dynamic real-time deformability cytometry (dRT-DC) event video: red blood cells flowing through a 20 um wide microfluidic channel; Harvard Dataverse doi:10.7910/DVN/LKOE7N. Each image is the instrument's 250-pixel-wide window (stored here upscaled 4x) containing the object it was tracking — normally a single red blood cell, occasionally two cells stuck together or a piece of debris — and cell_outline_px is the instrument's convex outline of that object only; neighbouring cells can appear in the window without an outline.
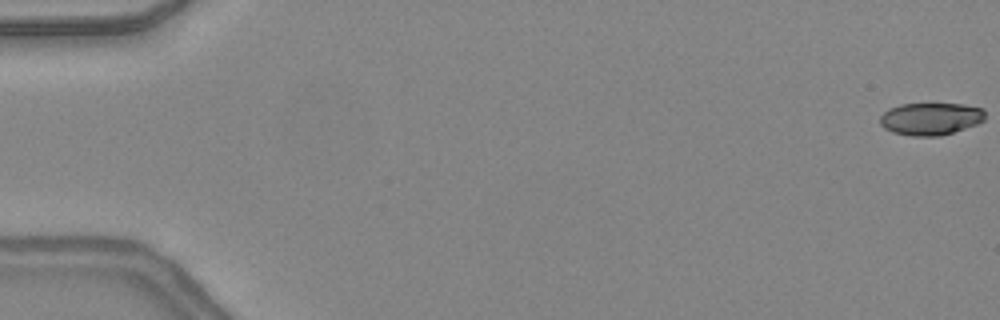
{"species": "common noctule bat (a hibernating species)", "species_latin": "Nyctalus noctula", "temperature_condition": "warm", "stored_images_in_passage": 15, "camera_frame_rate_fps": 3000, "um_per_image_px": 0.085, "animal": {"sex": "female", "body_mass_g": 24.6, "forearm_length_mm": 56.2}, "frame": {"image": 1, "passage_image": 1, "time_ms": 0.0, "image_size_px": [1000, 320], "cell_outline_px": [[984, 120], [976, 124], [940, 136], [912, 136], [892, 132], [884, 128], [880, 124], [880, 116], [888, 108], [900, 104], [964, 104], [984, 108]], "centroid_in_image_um": [79.08, 10.09], "position_along_channel_um": 5.9, "area_um2": 19.83}}
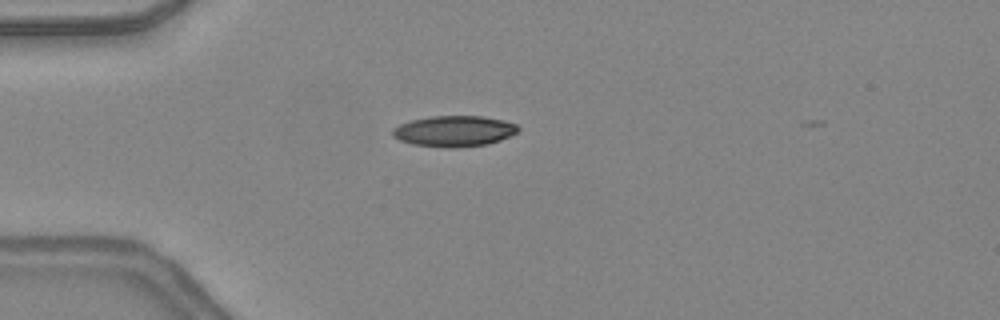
{"frame": {"image": 2, "passage_image": 14, "time_ms": 4.333, "image_size_px": [1000, 320], "cell_outline_px": [[520, 128], [516, 132], [500, 140], [488, 144], [452, 148], [444, 148], [412, 144], [400, 140], [392, 136], [392, 128], [400, 124], [412, 120], [432, 116], [484, 116], [504, 120], [516, 124]], "centroid_in_image_um": [38.59, 11.14], "position_along_channel_um": 46.4, "area_um2": 22.6}}